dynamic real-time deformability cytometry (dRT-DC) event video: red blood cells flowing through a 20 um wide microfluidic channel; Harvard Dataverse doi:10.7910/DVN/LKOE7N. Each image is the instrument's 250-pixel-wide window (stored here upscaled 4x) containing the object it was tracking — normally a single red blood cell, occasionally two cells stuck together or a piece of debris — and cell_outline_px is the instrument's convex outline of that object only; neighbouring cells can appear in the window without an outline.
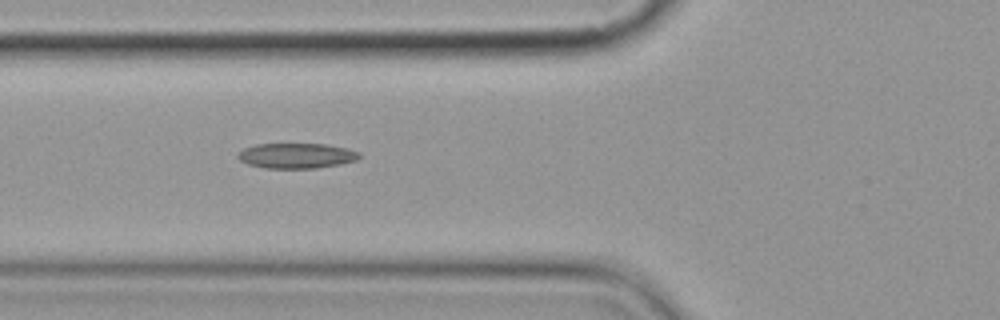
{"species": "common noctule bat (a hibernating species)", "species_latin": "Nyctalus noctula", "temperature_condition": "cold", "stored_images_in_passage": 7, "camera_frame_rate_fps": 3000, "um_per_image_px": 0.085, "animal": {"sex": "female", "body_mass_g": 19.9}, "frame": {"image": 1, "passage_image": 7, "time_ms": 7.0, "image_size_px": [1000, 320], "cell_outline_px": [[360, 156], [356, 160], [340, 164], [316, 168], [264, 168], [248, 164], [240, 160], [236, 156], [244, 148], [256, 144], [324, 144], [348, 148], [360, 152]], "centroid_in_image_um": [25.21, 13.23], "position_along_channel_um": 100.6, "area_um2": 17.8}}